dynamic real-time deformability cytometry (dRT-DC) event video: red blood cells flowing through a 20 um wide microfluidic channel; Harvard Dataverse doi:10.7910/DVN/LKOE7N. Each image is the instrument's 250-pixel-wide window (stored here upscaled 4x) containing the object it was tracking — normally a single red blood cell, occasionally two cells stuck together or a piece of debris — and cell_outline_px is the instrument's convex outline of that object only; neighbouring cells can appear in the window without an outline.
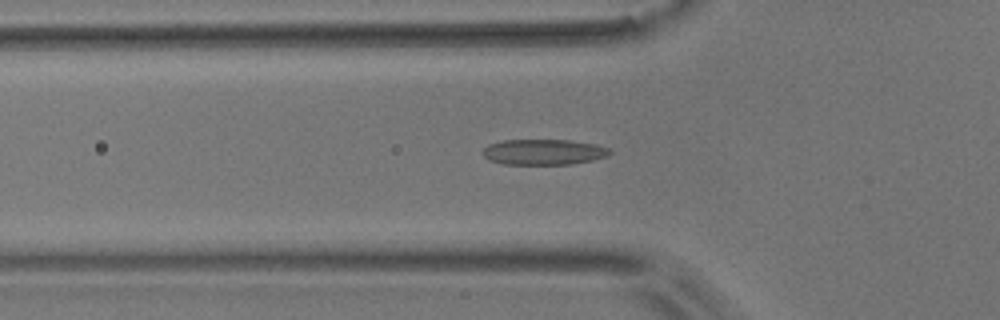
{"species": "common noctule bat (a hibernating species)", "species_latin": "Nyctalus noctula", "temperature_condition": "room temperature", "stored_images_in_passage": 55, "camera_frame_rate_fps": 3000, "um_per_image_px": 0.085, "animal": {"sex": "male", "body_mass_g": 17.9}, "frame": {"image": 1, "passage_image": 18, "time_ms": 5.667, "image_size_px": [1000, 320], "cell_outline_px": [[612, 152], [604, 156], [592, 160], [572, 164], [504, 164], [488, 160], [480, 152], [488, 144], [504, 140], [568, 140], [596, 144], [608, 148]], "centroid_in_image_um": [46.15, 12.92], "position_along_channel_um": 79.6, "area_um2": 18.9}}
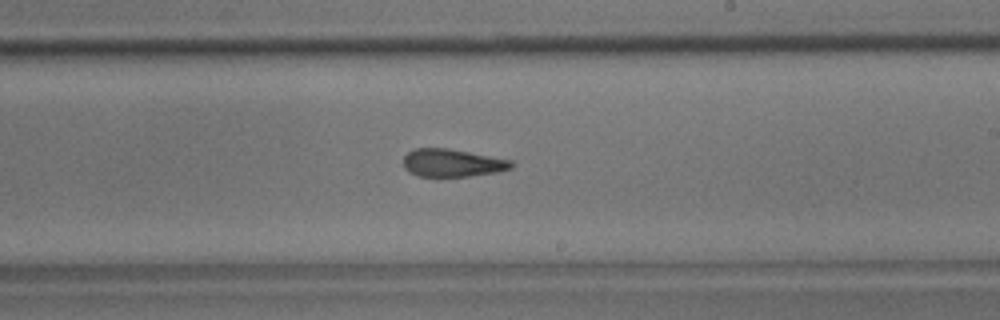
{"frame": {"image": 2, "passage_image": 32, "time_ms": 10.333, "image_size_px": [1000, 320], "cell_outline_px": [[516, 164], [512, 168], [496, 172], [468, 176], [420, 176], [408, 172], [404, 168], [404, 156], [408, 152], [416, 148], [448, 148], [512, 160]], "centroid_in_image_um": [38.46, 13.84], "position_along_channel_um": 250.5, "area_um2": 17.46}}
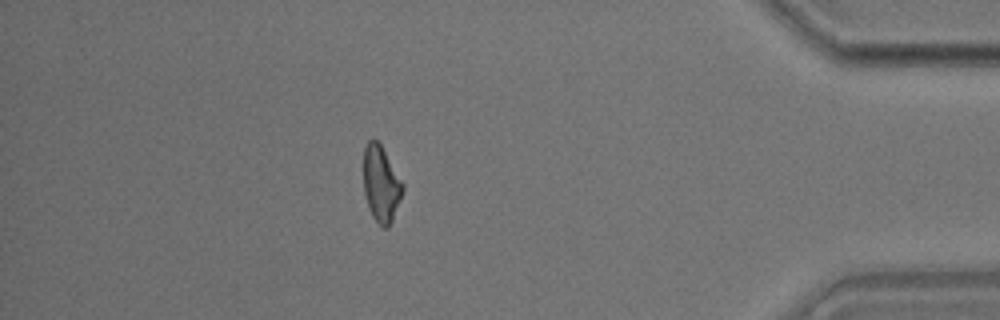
{"frame": {"image": 3, "passage_image": 48, "time_ms": 15.667, "image_size_px": [1000, 320], "cell_outline_px": [[404, 188], [392, 220], [388, 228], [384, 228], [372, 216], [368, 208], [364, 192], [364, 148], [368, 140], [372, 136], [380, 144], [404, 184]], "centroid_in_image_um": [32.38, 15.61], "position_along_channel_um": 402.8, "area_um2": 17.22}, "authors_computed_cell_mechanics": {"area_um2": 18.3226, "velocity_mm_per_s": 3.6523, "shape_relaxation_time_tau1_ms": 8.1638, "shape_relaxation_time_tau2_ms": 3.0779, "deformation_change_tau1": 0.1828, "deformation_change_tau2": 0.1234}}